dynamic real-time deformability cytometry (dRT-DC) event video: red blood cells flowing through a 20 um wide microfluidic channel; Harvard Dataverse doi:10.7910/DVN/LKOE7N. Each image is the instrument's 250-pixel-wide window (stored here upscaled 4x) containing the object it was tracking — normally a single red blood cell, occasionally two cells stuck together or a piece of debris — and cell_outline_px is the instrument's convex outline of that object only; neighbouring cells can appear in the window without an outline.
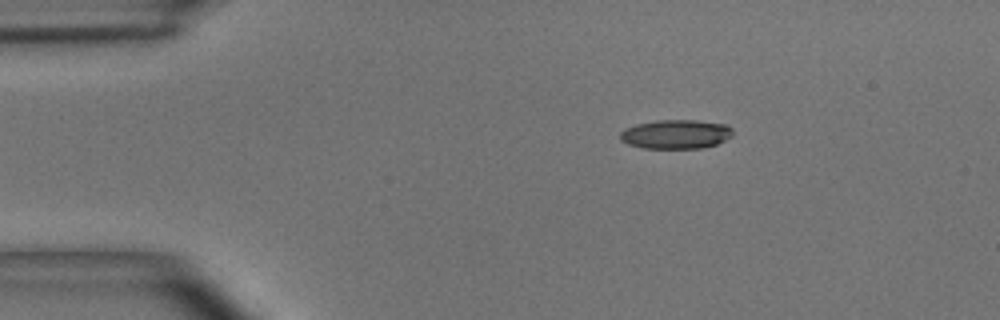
{"species": "common noctule bat (a hibernating species)", "species_latin": "Nyctalus noctula", "temperature_condition": "room temperature", "stored_images_in_passage": 45, "camera_frame_rate_fps": 3000, "um_per_image_px": 0.085, "animal": {"sex": "male", "body_mass_g": 15.6}, "frame": {"image": 1, "passage_image": 1, "time_ms": 0.0, "image_size_px": [1000, 320], "cell_outline_px": [[732, 136], [716, 144], [704, 148], [644, 148], [628, 144], [620, 140], [620, 132], [624, 128], [636, 124], [656, 120], [696, 120], [728, 124], [732, 128]], "centroid_in_image_um": [57.45, 11.4], "position_along_channel_um": 27.6, "area_um2": 19.25}}
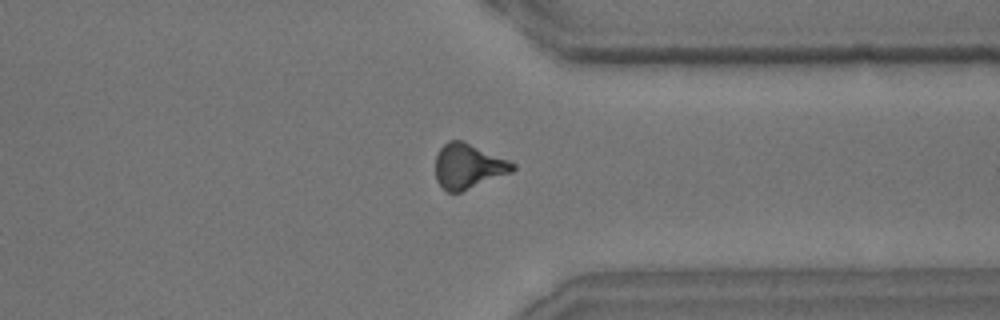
{"frame": {"image": 2, "passage_image": 34, "time_ms": 11.0, "image_size_px": [1000, 320], "cell_outline_px": [[516, 168], [512, 172], [460, 192], [448, 192], [436, 180], [436, 156], [440, 148], [448, 140], [464, 140], [508, 160], [516, 164]], "centroid_in_image_um": [39.8, 14.11], "position_along_channel_um": 371.6, "area_um2": 20.11}}
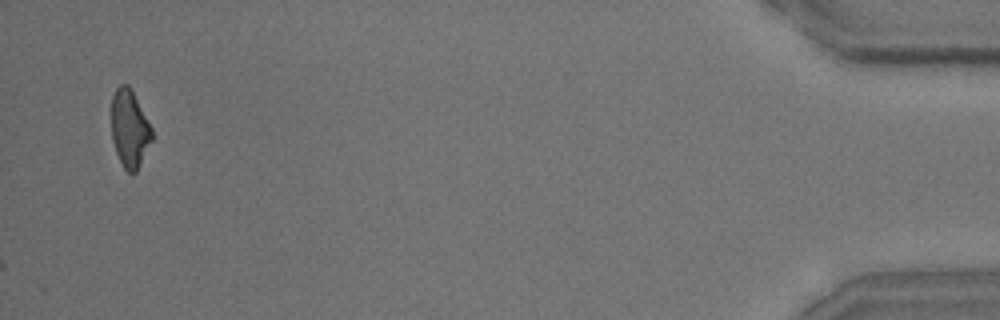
{"frame": {"image": 3, "passage_image": 45, "time_ms": 14.667, "image_size_px": [1000, 320], "cell_outline_px": [[152, 140], [136, 172], [128, 172], [124, 168], [116, 152], [112, 140], [112, 96], [116, 88], [120, 84], [128, 84], [152, 128]], "centroid_in_image_um": [11.01, 10.93], "position_along_channel_um": 424.2, "area_um2": 17.98}, "authors_computed_cell_mechanics": {"area_um2": 19.7098, "velocity_mm_per_s": 3.645, "shape_relaxation_time_tau1_ms": 7.7096, "shape_relaxation_time_tau2_ms": 4.1683, "deformation_change_tau1": 0.2079, "deformation_change_tau2": 0.1477}}